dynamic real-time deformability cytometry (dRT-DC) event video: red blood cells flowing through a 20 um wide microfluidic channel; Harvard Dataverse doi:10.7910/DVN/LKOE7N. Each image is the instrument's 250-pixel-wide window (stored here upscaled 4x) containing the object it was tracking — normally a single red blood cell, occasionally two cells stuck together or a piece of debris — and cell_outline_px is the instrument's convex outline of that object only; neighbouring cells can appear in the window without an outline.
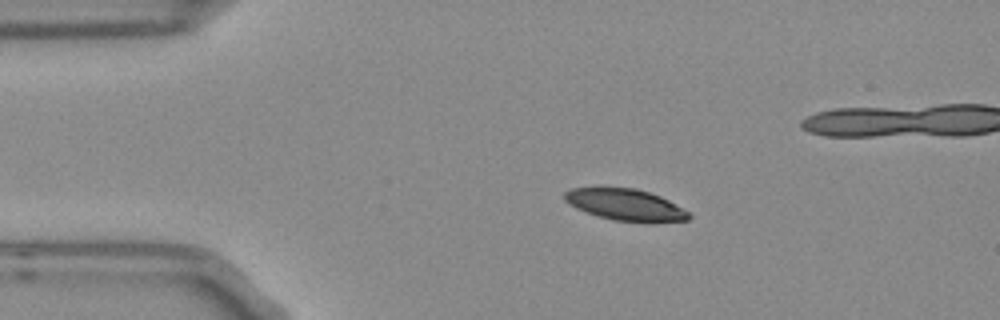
{"species": "Egyptian fruit bat (a non-hibernating species)", "species_latin": "Rousettus aegyptiacus", "temperature_condition": "room temperature", "stored_images_in_passage": 4, "camera_frame_rate_fps": 3000, "um_per_image_px": 0.085, "frame": {"image": 1, "passage_image": 1, "time_ms": 0.0, "image_size_px": [1000, 320], "cell_outline_px": [[692, 216], [688, 220], [612, 220], [576, 208], [564, 200], [564, 192], [572, 188], [636, 188], [660, 196], [668, 200], [688, 212]], "centroid_in_image_um": [53.11, 17.36], "position_along_channel_um": 31.9, "area_um2": 21.85}}
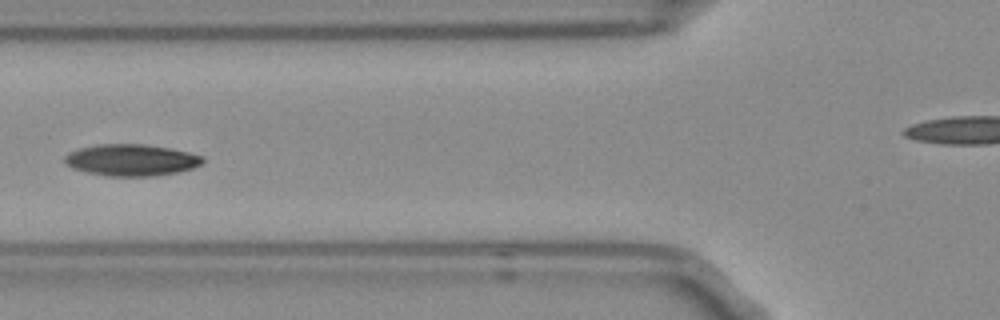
{"frame": {"image": 2, "passage_image": 4, "time_ms": 1.0, "image_size_px": [1000, 320], "cell_outline_px": [[204, 160], [200, 164], [192, 168], [176, 172], [156, 176], [108, 176], [88, 172], [72, 168], [64, 164], [64, 156], [68, 152], [80, 148], [100, 144], [144, 144], [168, 148], [188, 152], [204, 156]], "centroid_in_image_um": [11.13, 13.6], "position_along_channel_um": 114.7, "area_um2": 25.37}}